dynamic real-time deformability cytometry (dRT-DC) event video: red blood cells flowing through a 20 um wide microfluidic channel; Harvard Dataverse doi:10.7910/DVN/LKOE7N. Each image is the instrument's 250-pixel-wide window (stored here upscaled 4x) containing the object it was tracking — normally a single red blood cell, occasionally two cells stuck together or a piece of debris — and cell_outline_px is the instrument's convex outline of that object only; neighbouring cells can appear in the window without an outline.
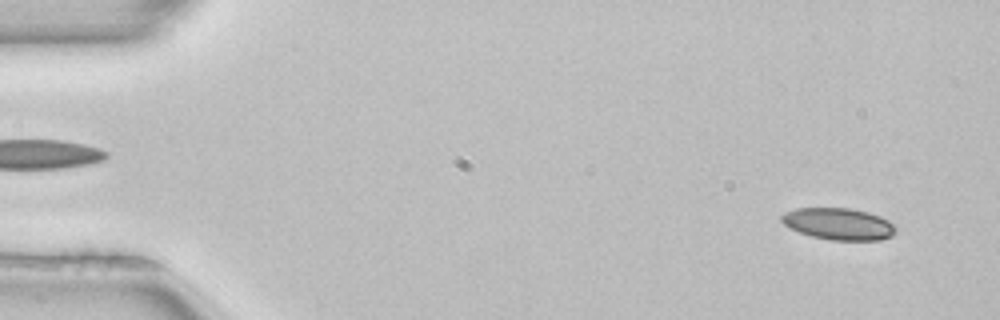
{"species": "common noctule bat (a hibernating species)", "species_latin": "Nyctalus noctula", "temperature_condition": "room temperature", "stored_images_in_passage": 51, "camera_frame_rate_fps": 3000, "um_per_image_px": 0.085, "animal": {"sex": "female", "body_mass_g": 22.7, "forearm_length_mm": 54.2}, "frame": {"image": 1, "passage_image": 3, "time_ms": 0.667, "image_size_px": [1000, 320], "cell_outline_px": [[896, 232], [892, 236], [880, 240], [832, 240], [812, 236], [800, 232], [784, 224], [780, 220], [780, 216], [784, 212], [796, 208], [852, 208], [868, 212], [880, 216], [888, 220], [896, 228]], "centroid_in_image_um": [71.29, 19.02], "position_along_channel_um": 13.7, "area_um2": 21.15}}
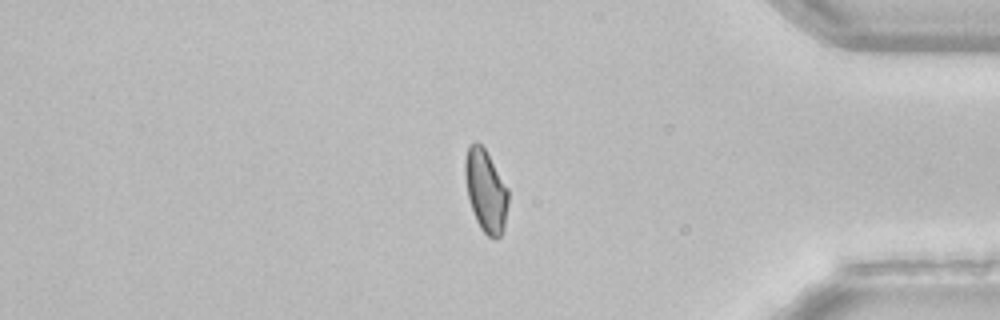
{"frame": {"image": 2, "passage_image": 43, "time_ms": 14.0, "image_size_px": [1000, 320], "cell_outline_px": [[508, 204], [504, 228], [500, 236], [496, 240], [488, 236], [480, 228], [476, 220], [468, 196], [464, 176], [464, 164], [468, 148], [476, 140], [484, 148], [508, 188]], "centroid_in_image_um": [41.29, 16.24], "position_along_channel_um": 393.9, "area_um2": 20.58}}
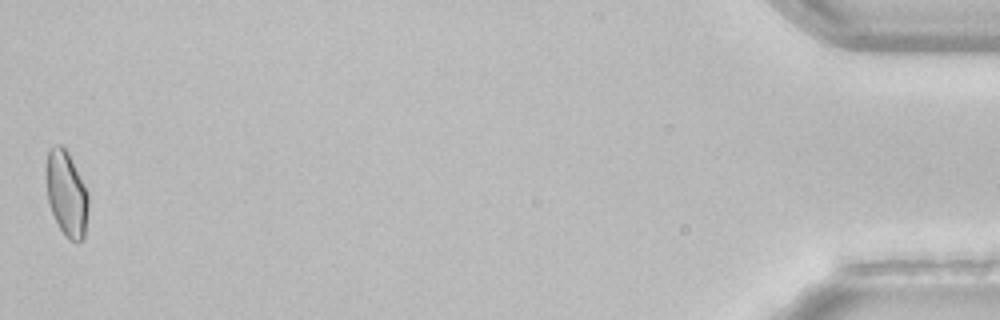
{"frame": {"image": 3, "passage_image": 51, "time_ms": 16.667, "image_size_px": [1000, 320], "cell_outline_px": [[88, 208], [84, 240], [68, 240], [64, 236], [52, 212], [48, 200], [48, 148], [52, 144], [60, 144], [68, 152], [88, 192]], "centroid_in_image_um": [5.68, 16.48], "position_along_channel_um": 429.5, "area_um2": 20.52}, "authors_computed_cell_mechanics": {"area_um2": 21.0392, "velocity_mm_per_s": 3.9707, "shape_relaxation_time_tau1_ms": 9.4874, "shape_relaxation_time_tau2_ms": 7.4976, "deformation_change_tau1": 0.1659, "deformation_change_tau2": 0.1305}}